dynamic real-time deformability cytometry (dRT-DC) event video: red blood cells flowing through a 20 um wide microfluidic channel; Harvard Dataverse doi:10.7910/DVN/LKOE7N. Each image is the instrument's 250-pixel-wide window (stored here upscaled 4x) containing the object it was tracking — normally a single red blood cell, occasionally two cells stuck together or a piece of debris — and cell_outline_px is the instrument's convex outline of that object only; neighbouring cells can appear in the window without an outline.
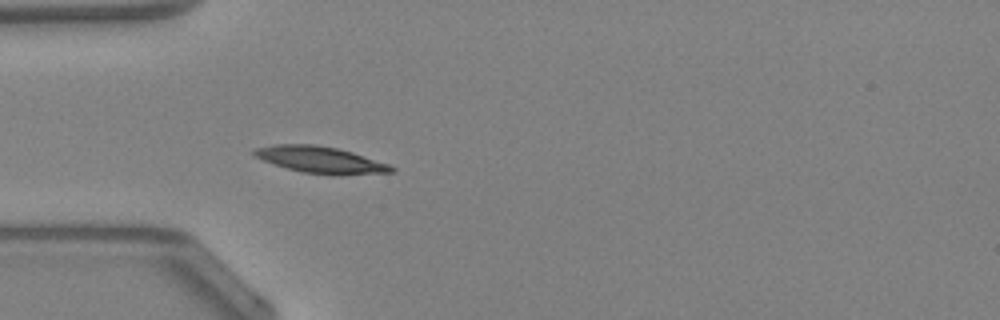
{"species": "Egyptian fruit bat (a non-hibernating species)", "species_latin": "Rousettus aegyptiacus", "temperature_condition": "warm", "stored_images_in_passage": 47, "camera_frame_rate_fps": 3000, "um_per_image_px": 0.085, "animal": {"sex": "female"}, "frame": {"image": 1, "passage_image": 14, "time_ms": 4.333, "image_size_px": [1000, 320], "cell_outline_px": [[396, 172], [340, 176], [332, 176], [304, 172], [288, 168], [264, 160], [256, 156], [252, 152], [256, 148], [276, 144], [312, 144], [336, 148], [352, 152], [388, 164], [396, 168]], "centroid_in_image_um": [27.32, 13.6], "position_along_channel_um": 57.7, "area_um2": 21.21}, "authors_computed_cell_mechanics": {"area_um2": 19.363, "velocity_mm_per_s": 4.2442, "shape_relaxation_time_tau1_ms": 2.6618, "shape_relaxation_time_tau2_ms": null, "deformation_change_tau1": 0.0984, "deformation_change_tau2": null}}